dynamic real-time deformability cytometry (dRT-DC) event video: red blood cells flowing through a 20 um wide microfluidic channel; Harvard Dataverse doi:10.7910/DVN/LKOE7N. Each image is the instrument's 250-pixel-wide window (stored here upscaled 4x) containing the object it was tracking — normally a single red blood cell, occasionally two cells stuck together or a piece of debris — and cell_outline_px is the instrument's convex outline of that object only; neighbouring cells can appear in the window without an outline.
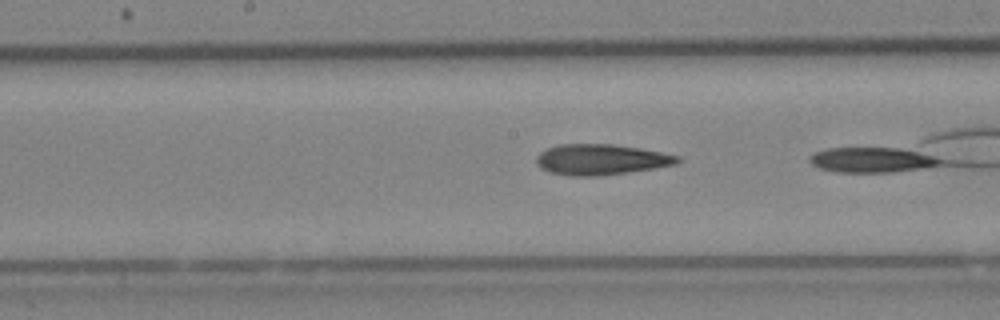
{"species": "Egyptian fruit bat (a non-hibernating species)", "species_latin": "Rousettus aegyptiacus", "temperature_condition": "cold", "stored_images_in_passage": 12, "camera_frame_rate_fps": 3000, "um_per_image_px": 0.085, "animal": {"sex": "female"}, "frame": {"image": 1, "passage_image": 10, "time_ms": 3.0, "image_size_px": [1000, 320], "cell_outline_px": [[680, 160], [676, 164], [652, 168], [596, 176], [572, 176], [552, 172], [540, 168], [536, 160], [536, 156], [540, 152], [548, 148], [560, 144], [612, 144], [640, 148], [680, 156]], "centroid_in_image_um": [51.06, 13.55], "position_along_channel_um": 197.1, "area_um2": 24.85}}